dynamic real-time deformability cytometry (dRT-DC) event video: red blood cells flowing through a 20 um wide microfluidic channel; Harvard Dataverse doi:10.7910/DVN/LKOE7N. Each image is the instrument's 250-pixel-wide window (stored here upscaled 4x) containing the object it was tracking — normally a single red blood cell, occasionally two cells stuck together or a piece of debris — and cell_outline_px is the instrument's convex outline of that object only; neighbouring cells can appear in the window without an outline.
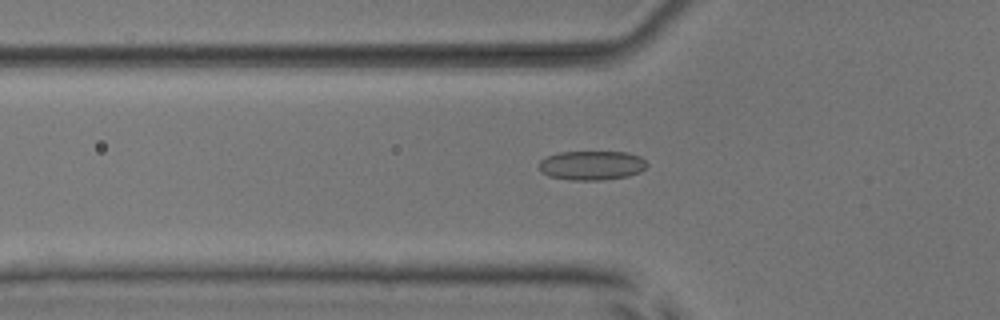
{"species": "common noctule bat (a hibernating species)", "species_latin": "Nyctalus noctula", "temperature_condition": "room temperature", "stored_images_in_passage": 48, "camera_frame_rate_fps": 3000, "um_per_image_px": 0.085, "animal": {"sex": "male", "body_mass_g": 17.9, "forearm_length_mm": 54.2}, "frame": {"image": 1, "passage_image": 18, "time_ms": 5.667, "image_size_px": [1000, 320], "cell_outline_px": [[648, 164], [640, 172], [628, 176], [600, 180], [572, 180], [548, 176], [540, 172], [540, 160], [544, 156], [560, 152], [628, 152], [640, 156]], "centroid_in_image_um": [50.28, 14.05], "position_along_channel_um": 75.5, "area_um2": 18.5}}
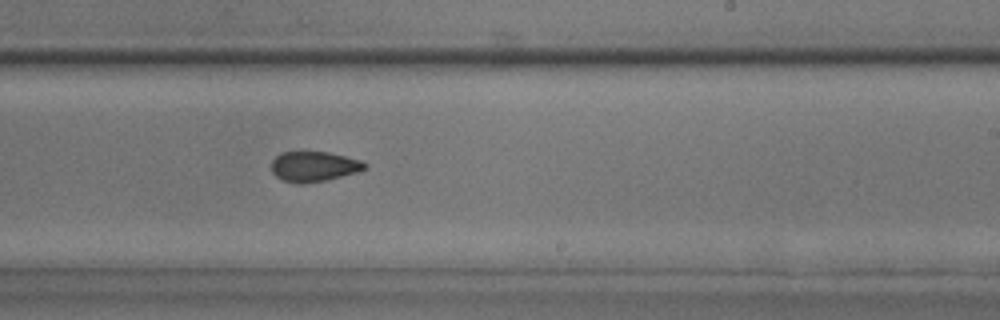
{"frame": {"image": 2, "passage_image": 32, "time_ms": 10.333, "image_size_px": [1000, 320], "cell_outline_px": [[368, 168], [360, 172], [324, 180], [304, 184], [296, 184], [284, 180], [276, 176], [272, 172], [272, 160], [280, 152], [328, 152], [360, 160], [368, 164]], "centroid_in_image_um": [26.7, 14.16], "position_along_channel_um": 262.3, "area_um2": 16.47}}
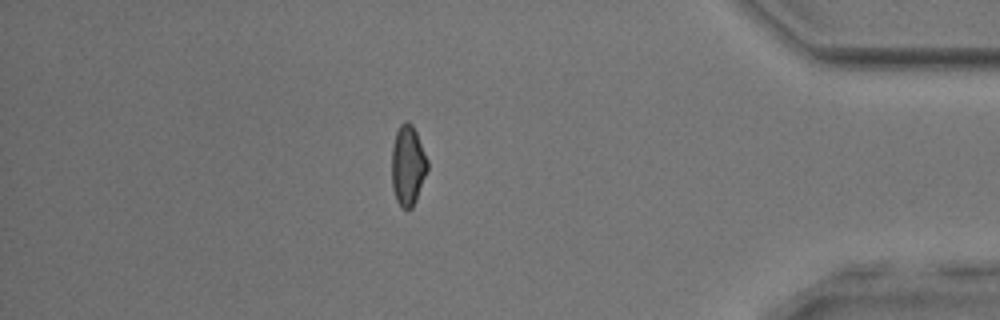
{"frame": {"image": 3, "passage_image": 45, "time_ms": 14.667, "image_size_px": [1000, 320], "cell_outline_px": [[428, 168], [416, 200], [412, 208], [404, 208], [396, 200], [392, 188], [392, 144], [396, 132], [400, 124], [404, 120], [408, 120], [412, 124], [416, 132], [428, 160]], "centroid_in_image_um": [34.66, 14.02], "position_along_channel_um": 400.5, "area_um2": 16.7}, "authors_computed_cell_mechanics": {"area_um2": 17.4267, "velocity_mm_per_s": 4.01, "shape_relaxation_time_tau1_ms": null, "shape_relaxation_time_tau2_ms": 1.68, "deformation_change_tau1": null, "deformation_change_tau2": 0.0697}}